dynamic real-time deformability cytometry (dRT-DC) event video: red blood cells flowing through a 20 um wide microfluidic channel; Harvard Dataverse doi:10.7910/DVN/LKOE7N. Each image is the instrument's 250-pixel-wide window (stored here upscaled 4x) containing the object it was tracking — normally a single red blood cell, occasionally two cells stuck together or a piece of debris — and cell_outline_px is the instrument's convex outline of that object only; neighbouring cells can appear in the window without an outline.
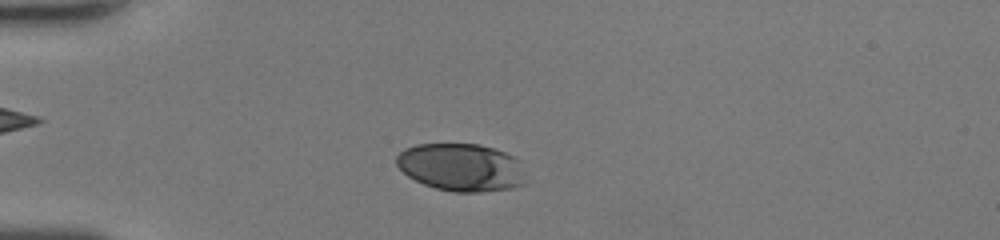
{"species": "human", "species_latin": "Homo sapiens", "temperature_condition": "room temperature", "stored_images_in_passage": 35, "camera_frame_rate_fps": 3000, "um_per_image_px": 0.085, "donor": {"sex": "female"}, "frame": {"image": 1, "passage_image": 6, "time_ms": 1.667, "image_size_px": [1000, 240], "cell_outline_px": [[524, 184], [512, 188], [480, 192], [452, 192], [436, 188], [424, 184], [408, 176], [396, 164], [396, 156], [404, 148], [416, 144], [480, 144], [496, 148], [520, 160]], "centroid_in_image_um": [39.19, 14.21], "position_along_channel_um": 45.8, "area_um2": 35.95}}
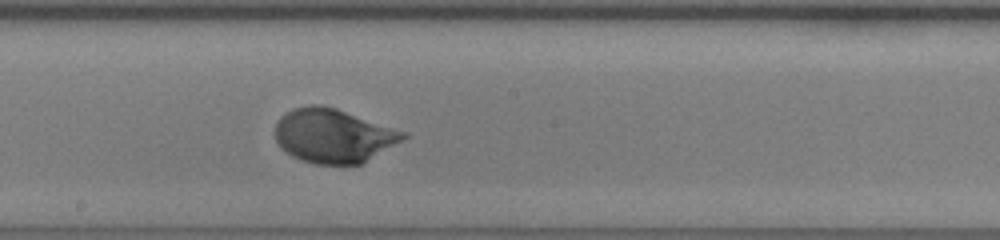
{"frame": {"image": 2, "passage_image": 20, "time_ms": 6.333, "image_size_px": [1000, 240], "cell_outline_px": [[408, 136], [360, 164], [316, 164], [292, 156], [280, 148], [276, 140], [276, 124], [280, 116], [292, 108], [312, 104], [320, 104], [336, 108], [408, 132]], "centroid_in_image_um": [28.31, 11.51], "position_along_channel_um": 219.9, "area_um2": 40.06}}
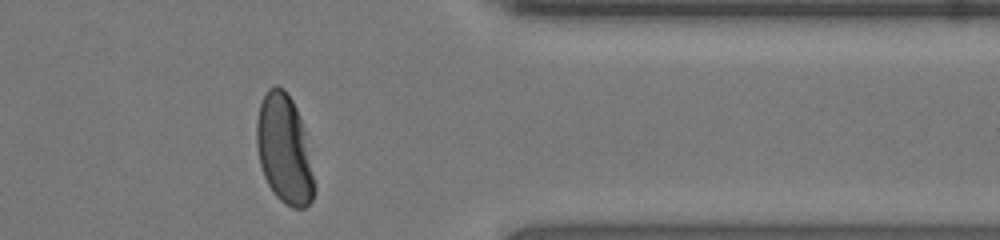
{"frame": {"image": 3, "passage_image": 32, "time_ms": 10.333, "image_size_px": [1000, 240], "cell_outline_px": [[316, 188], [312, 200], [304, 208], [292, 208], [284, 204], [276, 196], [268, 184], [264, 176], [260, 164], [256, 144], [256, 120], [260, 104], [268, 88], [276, 84], [284, 88], [292, 100], [300, 116], [304, 132], [316, 184]], "centroid_in_image_um": [24.16, 12.7], "position_along_channel_um": 387.2, "area_um2": 36.76}, "authors_computed_cell_mechanics": {"area_um2": 38.148, "velocity_mm_per_s": 4.4146, "shape_relaxation_time_tau1_ms": 2.438, "shape_relaxation_time_tau2_ms": null, "deformation_change_tau1": 0.1657, "deformation_change_tau2": null}}